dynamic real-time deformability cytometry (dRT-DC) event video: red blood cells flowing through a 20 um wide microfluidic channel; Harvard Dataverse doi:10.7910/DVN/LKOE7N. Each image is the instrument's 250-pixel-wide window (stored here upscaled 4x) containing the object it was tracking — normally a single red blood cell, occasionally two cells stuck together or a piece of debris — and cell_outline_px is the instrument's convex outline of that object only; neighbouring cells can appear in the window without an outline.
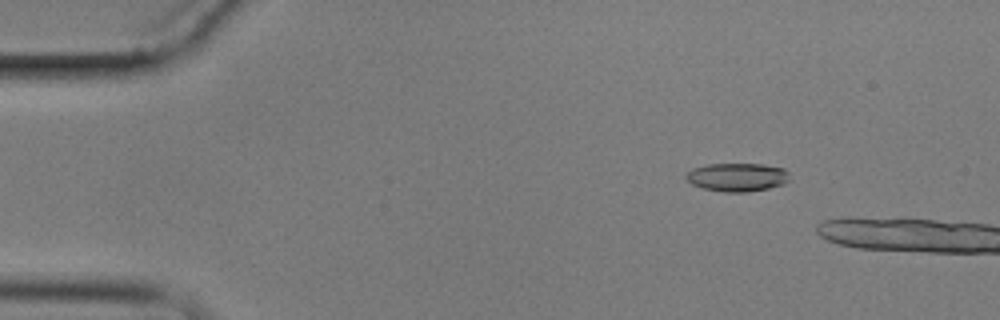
{"species": "common noctule bat (a hibernating species)", "species_latin": "Nyctalus noctula", "temperature_condition": "cold", "stored_images_in_passage": 4, "camera_frame_rate_fps": 3000, "um_per_image_px": 0.085, "animal": {"sex": "male", "body_mass_g": 17.9}, "frame": {"image": 1, "passage_image": 3, "time_ms": 2.333, "image_size_px": [1000, 320], "cell_outline_px": [[788, 180], [780, 184], [768, 188], [748, 192], [724, 192], [704, 188], [692, 184], [684, 176], [692, 168], [708, 164], [764, 164], [784, 168], [788, 172]], "centroid_in_image_um": [62.64, 15.05], "position_along_channel_um": 22.4, "area_um2": 16.99}}